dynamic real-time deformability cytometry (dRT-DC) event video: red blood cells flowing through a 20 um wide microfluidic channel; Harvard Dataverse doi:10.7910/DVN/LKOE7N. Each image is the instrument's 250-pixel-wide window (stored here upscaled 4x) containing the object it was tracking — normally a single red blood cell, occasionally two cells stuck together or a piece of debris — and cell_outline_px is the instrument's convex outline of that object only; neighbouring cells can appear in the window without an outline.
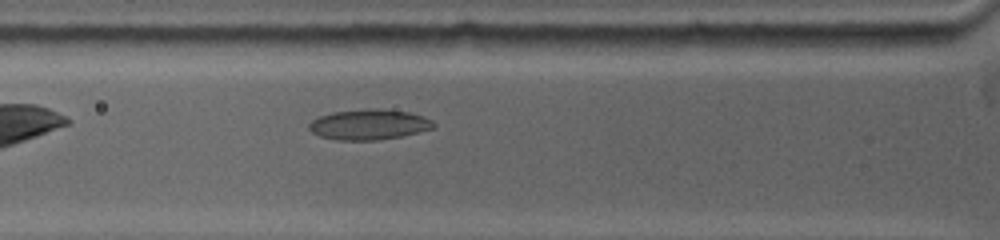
{"species": "common noctule bat (a hibernating species)", "species_latin": "Nyctalus noctula", "temperature_condition": "warm", "stored_images_in_passage": 34, "camera_frame_rate_fps": 5000, "um_per_image_px": 0.085, "animal": {"sex": "female", "body_mass_g": 19.0, "forearm_length_mm": 53.3}, "frame": {"image": 1, "passage_image": 5, "time_ms": 2.6, "image_size_px": [1000, 240], "cell_outline_px": [[436, 124], [432, 128], [400, 136], [376, 140], [336, 140], [320, 136], [312, 132], [308, 128], [308, 124], [312, 120], [320, 116], [332, 112], [376, 108], [380, 108], [408, 112], [432, 120]], "centroid_in_image_um": [31.32, 10.58], "position_along_channel_um": 94.5, "area_um2": 21.79}}
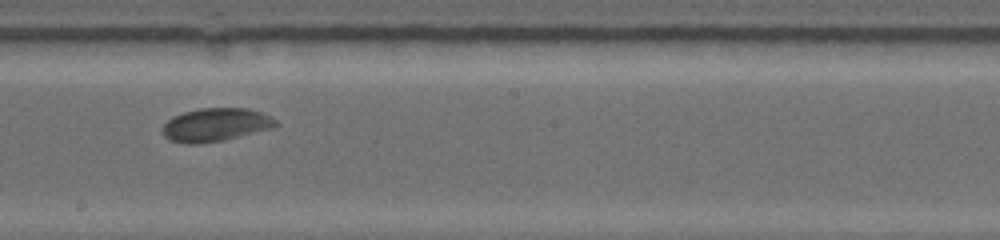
{"frame": {"image": 2, "passage_image": 15, "time_ms": 6.2, "image_size_px": [1000, 240], "cell_outline_px": [[280, 124], [272, 128], [224, 140], [200, 144], [184, 144], [168, 140], [160, 132], [160, 128], [172, 116], [184, 112], [200, 108], [248, 108], [264, 112], [272, 116]], "centroid_in_image_um": [18.31, 10.61], "position_along_channel_um": 229.9, "area_um2": 22.43}}
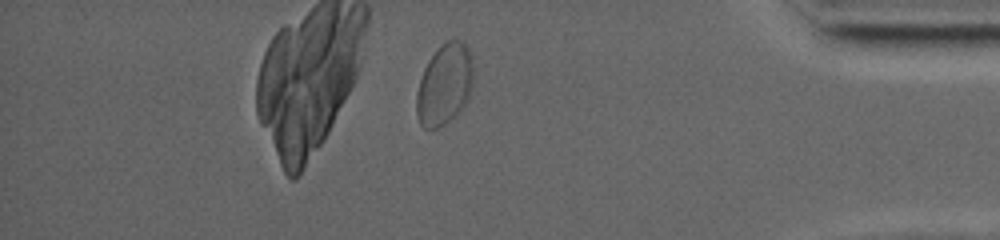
{"frame": {"image": 3, "passage_image": 31, "time_ms": 11.6, "image_size_px": [1000, 240], "cell_outline_px": [[472, 88], [464, 104], [456, 116], [444, 124], [436, 128], [424, 128], [420, 124], [416, 116], [416, 96], [420, 80], [424, 68], [428, 60], [440, 44], [448, 40], [460, 40], [468, 48], [472, 56]], "centroid_in_image_um": [37.77, 7.17], "position_along_channel_um": 397.4, "area_um2": 26.82}, "authors_computed_cell_mechanics": {"area_um2": 22.2241, "velocity_mm_per_s": 3.7665, "shape_relaxation_time_tau1_ms": 7.0577, "shape_relaxation_time_tau2_ms": 0.9103, "deformation_change_tau1": 0.0932, "deformation_change_tau2": 0.034}}